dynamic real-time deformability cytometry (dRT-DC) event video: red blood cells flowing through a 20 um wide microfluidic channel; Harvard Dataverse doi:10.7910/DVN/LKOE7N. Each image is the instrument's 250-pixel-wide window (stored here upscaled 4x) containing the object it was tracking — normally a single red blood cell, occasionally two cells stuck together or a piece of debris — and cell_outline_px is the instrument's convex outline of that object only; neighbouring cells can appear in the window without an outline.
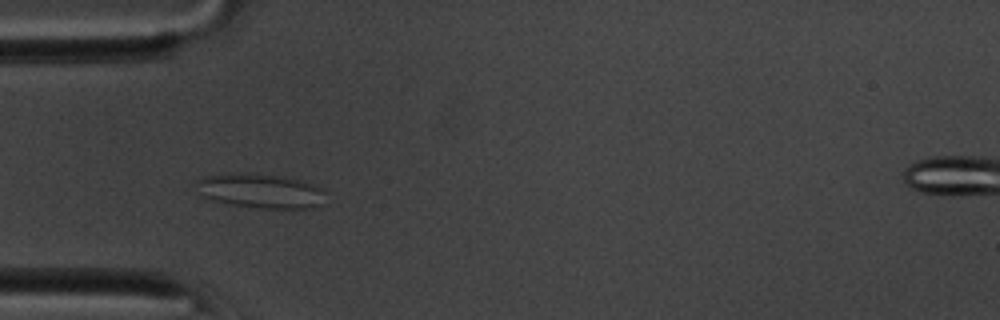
{"species": "common noctule bat (a hibernating species)", "species_latin": "Nyctalus noctula", "temperature_condition": "room temperature", "stored_images_in_passage": 54, "camera_frame_rate_fps": 3000, "um_per_image_px": 0.085, "animal": {"sex": "male", "body_mass_g": 20.1, "forearm_length_mm": 53.5}, "frame": {"image": 1, "passage_image": 16, "time_ms": 5.0, "image_size_px": [1000, 320], "cell_outline_px": [[324, 192], [320, 204], [312, 208], [260, 208], [228, 204], [208, 200], [200, 196], [192, 184], [200, 176], [228, 172], [248, 172], [280, 176], [300, 180], [320, 188]], "centroid_in_image_um": [21.95, 16.2], "position_along_channel_um": 63.1, "area_um2": 26.53}}
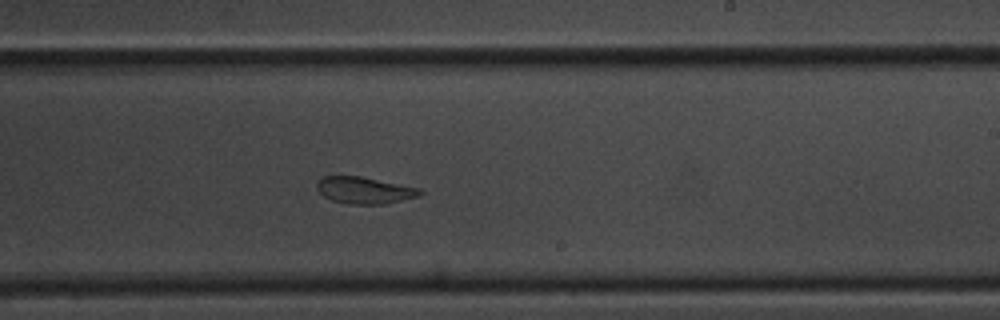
{"frame": {"image": 2, "passage_image": 32, "time_ms": 10.333, "image_size_px": [1000, 320], "cell_outline_px": [[424, 192], [420, 196], [384, 204], [348, 204], [332, 200], [324, 196], [316, 188], [316, 184], [324, 176], [360, 176], [420, 188]], "centroid_in_image_um": [31.0, 16.18], "position_along_channel_um": 258.0, "area_um2": 16.01}}
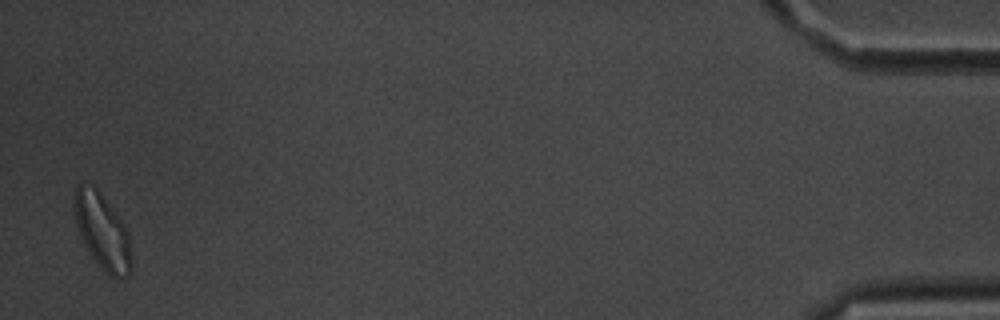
{"frame": {"image": 3, "passage_image": 53, "time_ms": 17.333, "image_size_px": [1000, 320], "cell_outline_px": [[132, 268], [128, 276], [116, 280], [108, 276], [104, 272], [88, 252], [80, 236], [76, 224], [76, 188], [80, 184], [96, 188], [124, 224], [128, 232], [132, 264]], "centroid_in_image_um": [8.75, 19.8], "position_along_channel_um": 426.5, "area_um2": 24.68}, "authors_computed_cell_mechanics": {"area_um2": 19.6809, "velocity_mm_per_s": 3.6802, "shape_relaxation_time_tau1_ms": null, "shape_relaxation_time_tau2_ms": 1.3923, "deformation_change_tau1": null, "deformation_change_tau2": 0.0853}}